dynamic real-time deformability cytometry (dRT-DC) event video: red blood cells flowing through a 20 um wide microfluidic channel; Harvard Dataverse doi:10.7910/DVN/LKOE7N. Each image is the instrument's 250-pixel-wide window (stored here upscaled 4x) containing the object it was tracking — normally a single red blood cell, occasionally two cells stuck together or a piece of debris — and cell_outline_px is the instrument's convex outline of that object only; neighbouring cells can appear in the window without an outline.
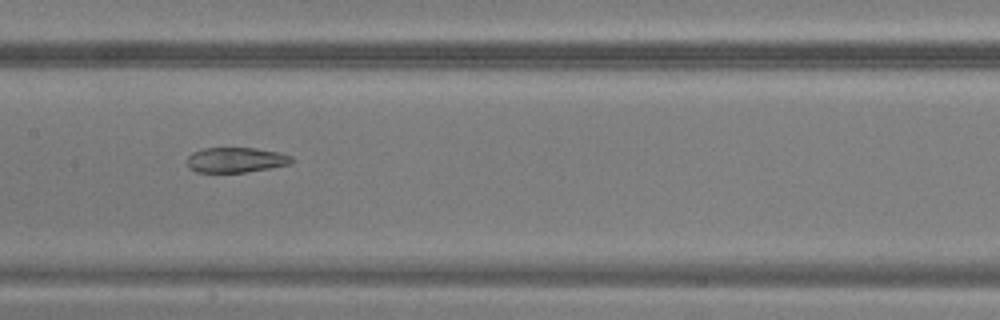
{"species": "common noctule bat (a hibernating species)", "species_latin": "Nyctalus noctula", "temperature_condition": "warm", "stored_images_in_passage": 30, "camera_frame_rate_fps": 3000, "um_per_image_px": 0.085, "animal": {"sex": "male", "body_mass_g": 20.5, "forearm_length_mm": 52.5}, "frame": {"image": 1, "passage_image": 10, "time_ms": 3.0, "image_size_px": [1000, 320], "cell_outline_px": [[296, 160], [292, 164], [244, 172], [196, 172], [188, 164], [188, 156], [192, 152], [204, 148], [256, 148], [280, 152], [292, 156]], "centroid_in_image_um": [20.11, 13.58], "position_along_channel_um": 187.3, "area_um2": 15.32}}
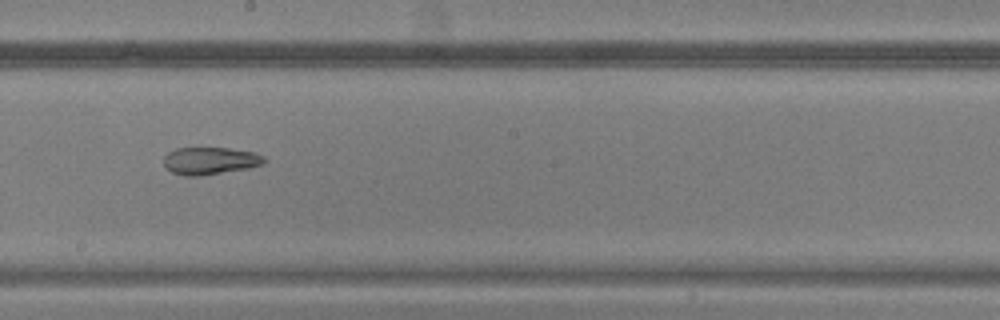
{"frame": {"image": 2, "passage_image": 13, "time_ms": 4.0, "image_size_px": [1000, 320], "cell_outline_px": [[268, 160], [264, 164], [248, 168], [200, 176], [184, 176], [172, 172], [164, 168], [164, 156], [168, 152], [176, 148], [228, 148], [252, 152], [264, 156]], "centroid_in_image_um": [17.84, 13.67], "position_along_channel_um": 230.4, "area_um2": 16.13}}